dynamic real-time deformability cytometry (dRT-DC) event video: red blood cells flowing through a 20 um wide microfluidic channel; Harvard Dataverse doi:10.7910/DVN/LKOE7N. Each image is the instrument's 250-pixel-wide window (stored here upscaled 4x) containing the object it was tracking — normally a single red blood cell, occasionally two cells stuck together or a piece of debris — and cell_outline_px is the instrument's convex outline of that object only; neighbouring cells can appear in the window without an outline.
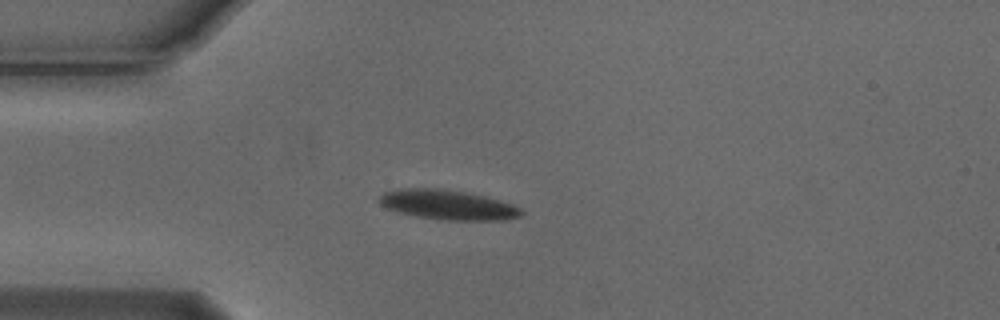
{"species": "Egyptian fruit bat (a non-hibernating species)", "species_latin": "Rousettus aegyptiacus", "temperature_condition": "cold", "stored_images_in_passage": 53, "camera_frame_rate_fps": 3000, "um_per_image_px": 0.085, "animal": {"sex": "male"}, "frame": {"image": 1, "passage_image": 13, "time_ms": 4.0, "image_size_px": [1000, 320], "cell_outline_px": [[524, 212], [520, 216], [504, 220], [444, 220], [396, 212], [384, 208], [376, 200], [384, 192], [400, 188], [436, 188], [464, 192], [484, 196], [512, 204], [520, 208]], "centroid_in_image_um": [38.01, 17.41], "position_along_channel_um": 47.0, "area_um2": 24.57}}
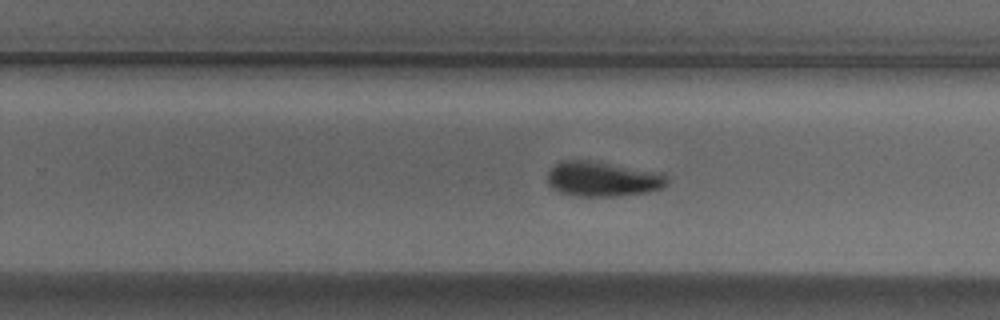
{"frame": {"image": 2, "passage_image": 33, "time_ms": 10.667, "image_size_px": [1000, 320], "cell_outline_px": [[668, 184], [660, 188], [648, 192], [616, 196], [572, 196], [560, 192], [552, 188], [548, 184], [548, 172], [560, 160], [588, 160], [664, 172], [668, 176]], "centroid_in_image_um": [51.25, 15.21], "position_along_channel_um": 278.5, "area_um2": 24.62}}
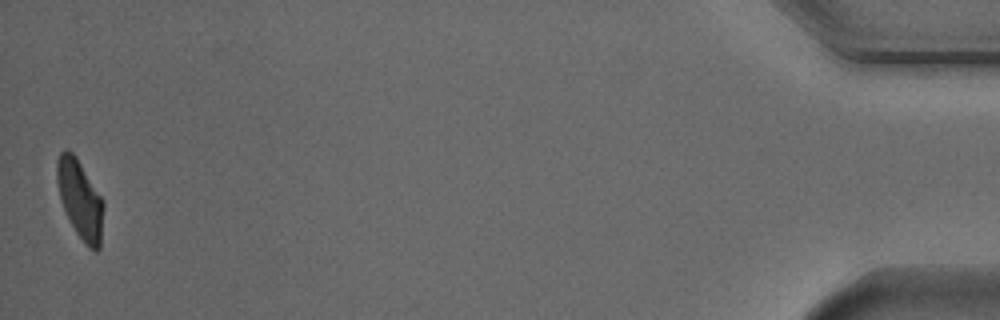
{"frame": {"image": 3, "passage_image": 53, "time_ms": 17.333, "image_size_px": [1000, 320], "cell_outline_px": [[104, 208], [100, 248], [96, 252], [88, 248], [84, 244], [76, 232], [60, 200], [56, 180], [56, 160], [60, 152], [64, 148], [68, 148], [76, 156], [104, 200]], "centroid_in_image_um": [6.81, 16.92], "position_along_channel_um": 428.4, "area_um2": 21.68}, "authors_computed_cell_mechanics": {"area_um2": 23.12, "velocity_mm_per_s": 3.7085, "shape_relaxation_time_tau1_ms": 2.6895, "shape_relaxation_time_tau2_ms": 3.4702, "deformation_change_tau1": 0.1188, "deformation_change_tau2": 0.0803}}